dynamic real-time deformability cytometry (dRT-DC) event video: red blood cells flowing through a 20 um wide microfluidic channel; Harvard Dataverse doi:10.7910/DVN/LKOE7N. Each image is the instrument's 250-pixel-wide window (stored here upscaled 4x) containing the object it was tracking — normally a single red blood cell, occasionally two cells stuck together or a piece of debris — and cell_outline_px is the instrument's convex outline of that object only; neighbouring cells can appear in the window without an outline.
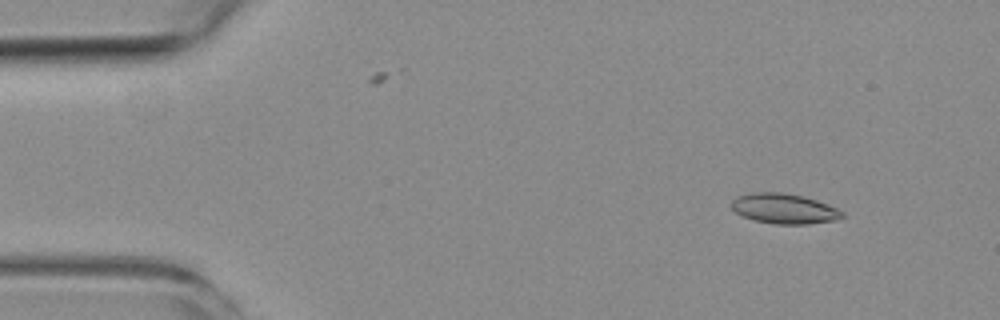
{"species": "common noctule bat (a hibernating species)", "species_latin": "Nyctalus noctula", "temperature_condition": "room temperature", "stored_images_in_passage": 6, "camera_frame_rate_fps": 3000, "um_per_image_px": 0.085, "animal": {"sex": "female", "body_mass_g": 19.3, "forearm_length_mm": 54.1}, "frame": {"image": 1, "passage_image": 2, "time_ms": 1.333, "image_size_px": [1000, 320], "cell_outline_px": [[844, 216], [836, 220], [808, 224], [776, 224], [752, 220], [736, 212], [732, 208], [732, 200], [736, 196], [752, 192], [784, 192], [804, 196], [828, 204], [844, 212]], "centroid_in_image_um": [66.66, 17.73], "position_along_channel_um": 18.3, "area_um2": 19.54}}
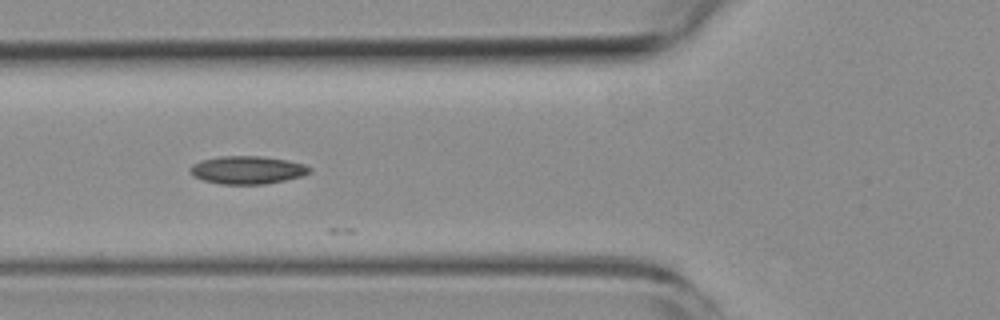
{"frame": {"image": 2, "passage_image": 6, "time_ms": 6.0, "image_size_px": [1000, 320], "cell_outline_px": [[312, 172], [300, 176], [284, 180], [264, 184], [220, 184], [204, 180], [192, 176], [188, 168], [192, 164], [200, 160], [220, 156], [260, 156], [288, 160], [304, 164], [312, 168]], "centroid_in_image_um": [21.0, 14.44], "position_along_channel_um": 104.8, "area_um2": 19.54}}